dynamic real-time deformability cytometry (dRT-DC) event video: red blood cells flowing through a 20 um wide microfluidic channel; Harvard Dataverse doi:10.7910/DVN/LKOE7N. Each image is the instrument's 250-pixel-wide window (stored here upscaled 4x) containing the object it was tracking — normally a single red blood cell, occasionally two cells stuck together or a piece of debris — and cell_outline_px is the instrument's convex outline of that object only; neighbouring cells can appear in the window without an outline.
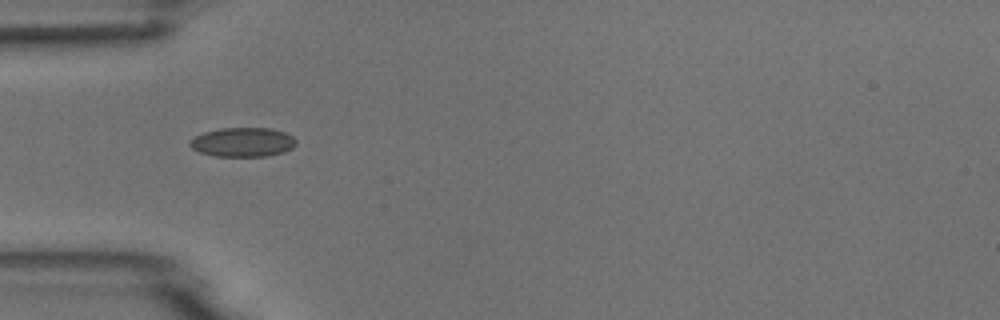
{"species": "common noctule bat (a hibernating species)", "species_latin": "Nyctalus noctula", "temperature_condition": "room temperature", "stored_images_in_passage": 4, "camera_frame_rate_fps": 3000, "um_per_image_px": 0.085, "animal": {"sex": "male", "body_mass_g": 18.8}, "frame": {"image": 1, "passage_image": 1, "time_ms": 0.0, "image_size_px": [1000, 320], "cell_outline_px": [[296, 144], [292, 148], [284, 152], [268, 156], [216, 156], [200, 152], [192, 148], [188, 144], [188, 140], [204, 132], [220, 128], [272, 128], [284, 132], [292, 136], [296, 140]], "centroid_in_image_um": [20.63, 12.08], "position_along_channel_um": 64.4, "area_um2": 18.15}}